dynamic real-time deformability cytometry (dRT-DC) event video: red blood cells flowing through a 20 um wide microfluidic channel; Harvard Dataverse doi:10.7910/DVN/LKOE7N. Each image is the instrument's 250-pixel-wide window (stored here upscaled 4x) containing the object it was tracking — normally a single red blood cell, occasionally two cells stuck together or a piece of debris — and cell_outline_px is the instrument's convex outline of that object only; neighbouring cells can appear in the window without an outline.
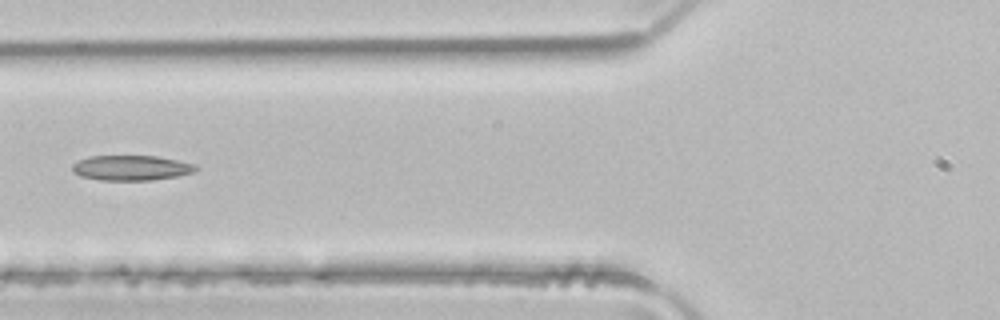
{"species": "common noctule bat (a hibernating species)", "species_latin": "Nyctalus noctula", "temperature_condition": "room temperature", "stored_images_in_passage": 6, "camera_frame_rate_fps": 3000, "um_per_image_px": 0.085, "animal": {"sex": "male", "body_mass_g": 21.5, "forearm_length_mm": 52.0}, "frame": {"image": 1, "passage_image": 6, "time_ms": 1.667, "image_size_px": [1000, 320], "cell_outline_px": [[200, 168], [192, 172], [176, 176], [152, 180], [100, 180], [80, 176], [72, 172], [72, 164], [88, 156], [156, 156], [196, 164]], "centroid_in_image_um": [11.14, 14.27], "position_along_channel_um": 114.7, "area_um2": 18.03}}